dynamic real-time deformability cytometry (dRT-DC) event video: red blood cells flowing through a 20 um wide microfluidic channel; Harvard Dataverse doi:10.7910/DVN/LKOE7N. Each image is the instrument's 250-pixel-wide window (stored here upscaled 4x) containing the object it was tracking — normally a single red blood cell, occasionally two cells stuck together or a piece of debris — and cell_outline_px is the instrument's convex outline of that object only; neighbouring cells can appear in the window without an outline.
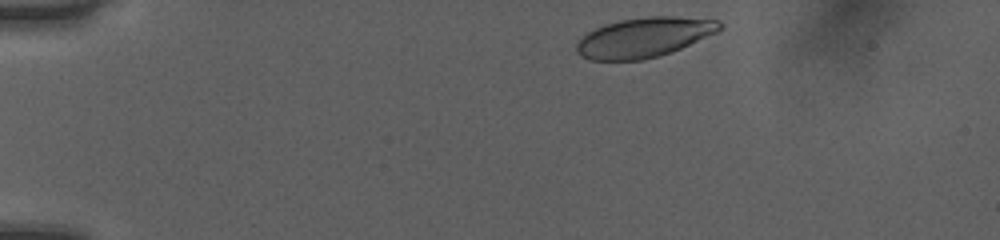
{"species": "human", "species_latin": "Homo sapiens", "temperature_condition": "room temperature", "stored_images_in_passage": 36, "camera_frame_rate_fps": 3000, "um_per_image_px": 0.085, "donor": {"sex": "female"}, "frame": {"image": 1, "passage_image": 1, "time_ms": 0.0, "image_size_px": [1000, 240], "cell_outline_px": [[724, 28], [716, 32], [672, 52], [644, 60], [588, 60], [580, 56], [576, 52], [576, 44], [588, 32], [604, 24], [620, 20], [648, 16], [676, 16], [720, 20], [724, 24]], "centroid_in_image_um": [54.76, 3.17], "position_along_channel_um": 30.2, "area_um2": 33.29}}
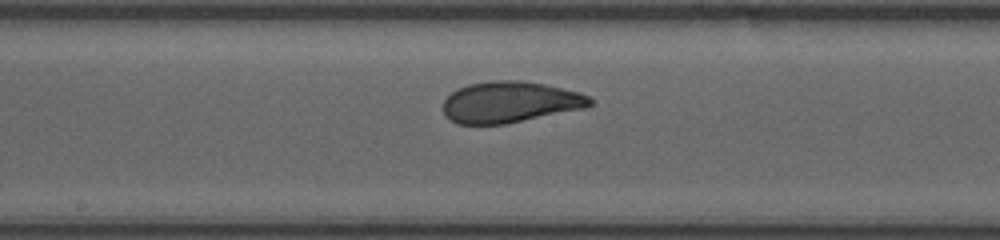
{"frame": {"image": 2, "passage_image": 20, "time_ms": 6.333, "image_size_px": [1000, 240], "cell_outline_px": [[592, 104], [588, 108], [504, 124], [456, 124], [444, 116], [444, 100], [452, 92], [468, 84], [492, 80], [524, 80], [544, 84], [580, 92], [588, 96], [592, 100]], "centroid_in_image_um": [43.37, 8.68], "position_along_channel_um": 204.8, "area_um2": 35.43}}
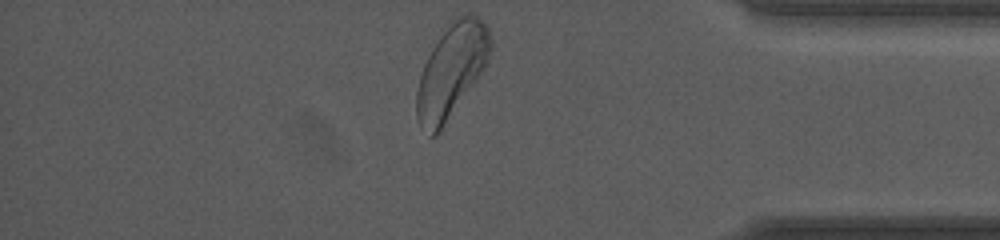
{"frame": {"image": 3, "passage_image": 36, "time_ms": 11.667, "image_size_px": [1000, 240], "cell_outline_px": [[492, 48], [488, 60], [484, 68], [440, 132], [436, 136], [432, 136], [416, 120], [416, 92], [420, 76], [424, 64], [432, 48], [440, 36], [456, 16], [472, 12], [480, 16], [488, 24], [492, 40]], "centroid_in_image_um": [38.41, 5.97], "position_along_channel_um": 396.8, "area_um2": 40.17}, "authors_computed_cell_mechanics": {"area_um2": 35.1424, "velocity_mm_per_s": 4.0106, "shape_relaxation_time_tau1_ms": 3.1371, "shape_relaxation_time_tau2_ms": null, "deformation_change_tau1": 0.1295, "deformation_change_tau2": null}}